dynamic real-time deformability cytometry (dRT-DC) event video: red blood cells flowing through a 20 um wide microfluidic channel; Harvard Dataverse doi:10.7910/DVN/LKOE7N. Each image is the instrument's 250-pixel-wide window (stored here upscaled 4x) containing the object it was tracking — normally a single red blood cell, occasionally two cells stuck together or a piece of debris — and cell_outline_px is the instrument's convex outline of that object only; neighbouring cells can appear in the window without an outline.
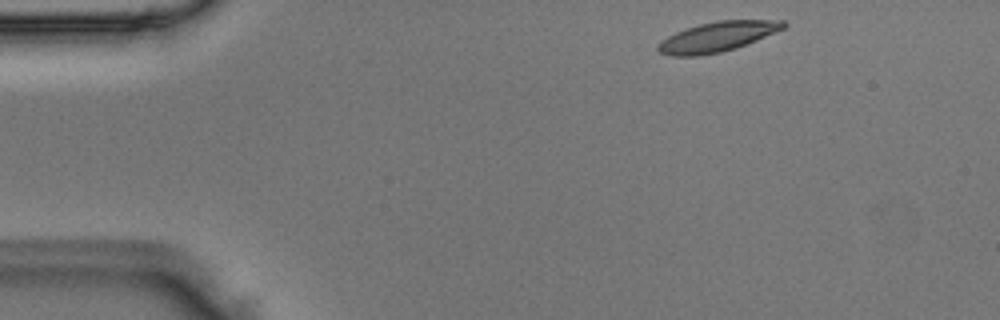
{"species": "Egyptian fruit bat (a non-hibernating species)", "species_latin": "Rousettus aegyptiacus", "temperature_condition": "room temperature", "stored_images_in_passage": 45, "camera_frame_rate_fps": 3000, "um_per_image_px": 0.085, "animal": {"sex": "male"}, "frame": {"image": 1, "passage_image": 2, "time_ms": 0.333, "image_size_px": [1000, 320], "cell_outline_px": [[788, 24], [784, 28], [756, 40], [736, 48], [720, 52], [696, 56], [672, 56], [660, 52], [656, 48], [668, 36], [676, 32], [700, 24], [716, 20], [784, 20]], "centroid_in_image_um": [61.01, 3.12], "position_along_channel_um": 24.0, "area_um2": 21.5}}
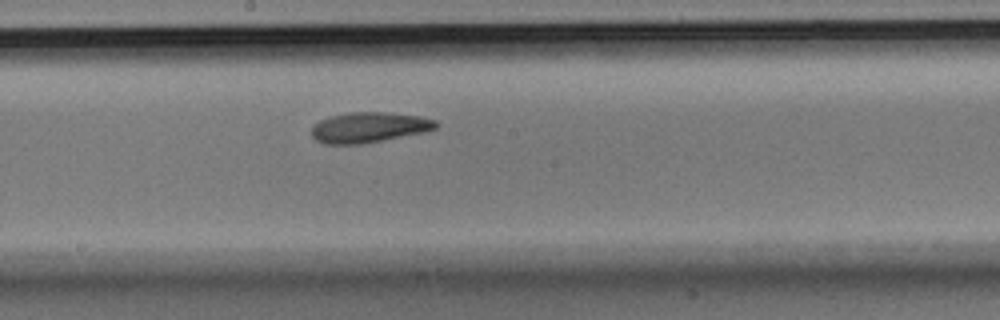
{"frame": {"image": 2, "passage_image": 22, "time_ms": 7.0, "image_size_px": [1000, 320], "cell_outline_px": [[440, 124], [436, 128], [424, 132], [360, 144], [324, 144], [316, 140], [312, 136], [312, 128], [320, 120], [328, 116], [352, 112], [388, 112], [420, 116], [436, 120]], "centroid_in_image_um": [31.38, 10.82], "position_along_channel_um": 216.8, "area_um2": 21.96}}
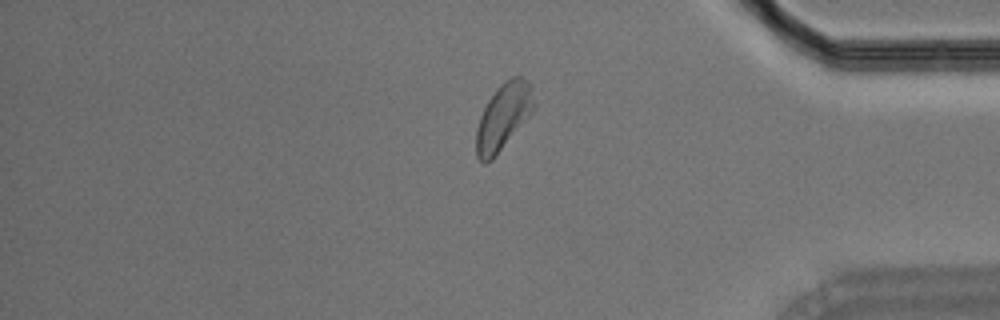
{"frame": {"image": 3, "passage_image": 37, "time_ms": 12.0, "image_size_px": [1000, 320], "cell_outline_px": [[536, 104], [532, 112], [492, 160], [484, 164], [476, 156], [476, 128], [480, 116], [488, 100], [500, 84], [504, 80], [512, 76], [524, 76], [532, 84]], "centroid_in_image_um": [42.8, 9.87], "position_along_channel_um": 392.4, "area_um2": 22.48}}